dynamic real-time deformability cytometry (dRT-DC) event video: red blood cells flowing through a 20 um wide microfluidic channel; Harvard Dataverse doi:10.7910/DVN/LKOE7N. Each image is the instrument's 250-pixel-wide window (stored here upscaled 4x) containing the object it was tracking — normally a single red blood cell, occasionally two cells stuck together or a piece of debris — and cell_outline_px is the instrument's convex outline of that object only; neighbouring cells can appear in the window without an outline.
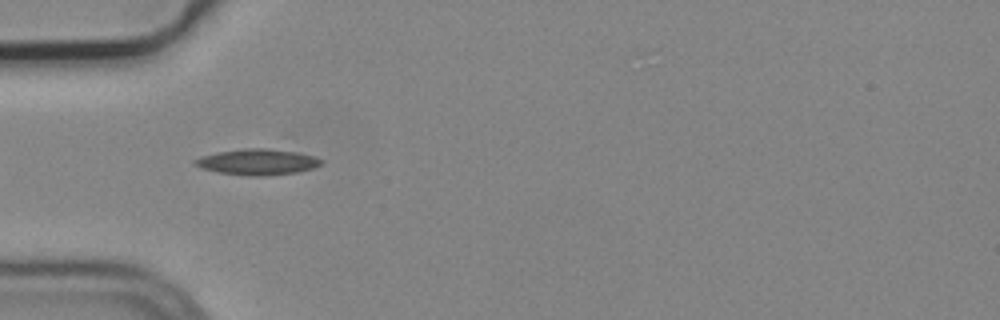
{"species": "common noctule bat (a hibernating species)", "species_latin": "Nyctalus noctula", "temperature_condition": "cold", "stored_images_in_passage": 3, "camera_frame_rate_fps": 3000, "um_per_image_px": 0.085, "animal": {"sex": "male", "body_mass_g": 19.2, "forearm_length_mm": 51.8}, "frame": {"image": 1, "passage_image": 2, "time_ms": 0.333, "image_size_px": [1000, 320], "cell_outline_px": [[324, 160], [320, 164], [312, 168], [296, 172], [264, 176], [252, 176], [220, 172], [200, 168], [192, 164], [192, 160], [204, 156], [220, 152], [244, 148], [268, 148], [296, 152], [312, 156]], "centroid_in_image_um": [21.86, 13.76], "position_along_channel_um": 63.1, "area_um2": 18.79}}